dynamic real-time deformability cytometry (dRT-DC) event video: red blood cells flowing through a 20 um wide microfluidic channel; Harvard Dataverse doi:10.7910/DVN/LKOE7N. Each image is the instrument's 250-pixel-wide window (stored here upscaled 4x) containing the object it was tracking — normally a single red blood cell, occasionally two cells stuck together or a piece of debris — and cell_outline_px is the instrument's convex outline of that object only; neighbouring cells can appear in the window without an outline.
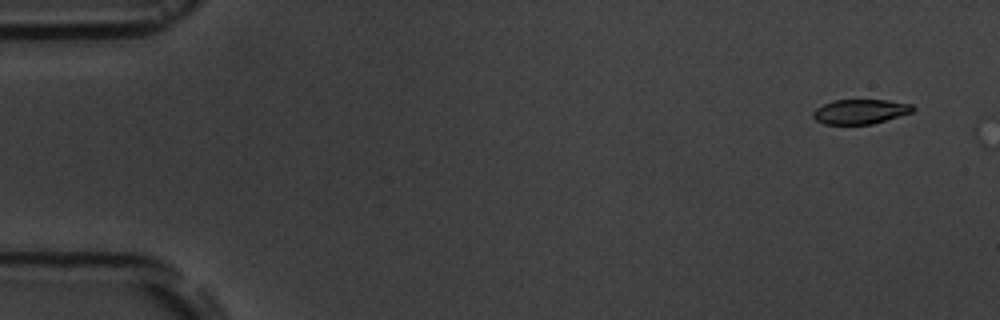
{"species": "common noctule bat (a hibernating species)", "species_latin": "Nyctalus noctula", "temperature_condition": "room temperature", "stored_images_in_passage": 2, "camera_frame_rate_fps": 3000, "um_per_image_px": 0.085, "animal": {"sex": "male", "body_mass_g": 19.5, "forearm_length_mm": 54.6}, "frame": {"image": 1, "passage_image": 1, "time_ms": 0.0, "image_size_px": [1000, 320], "cell_outline_px": [[916, 108], [912, 112], [872, 124], [824, 124], [816, 120], [812, 116], [812, 112], [816, 108], [832, 100], [888, 100], [912, 104]], "centroid_in_image_um": [73.12, 9.48], "position_along_channel_um": 11.9, "area_um2": 14.33}}